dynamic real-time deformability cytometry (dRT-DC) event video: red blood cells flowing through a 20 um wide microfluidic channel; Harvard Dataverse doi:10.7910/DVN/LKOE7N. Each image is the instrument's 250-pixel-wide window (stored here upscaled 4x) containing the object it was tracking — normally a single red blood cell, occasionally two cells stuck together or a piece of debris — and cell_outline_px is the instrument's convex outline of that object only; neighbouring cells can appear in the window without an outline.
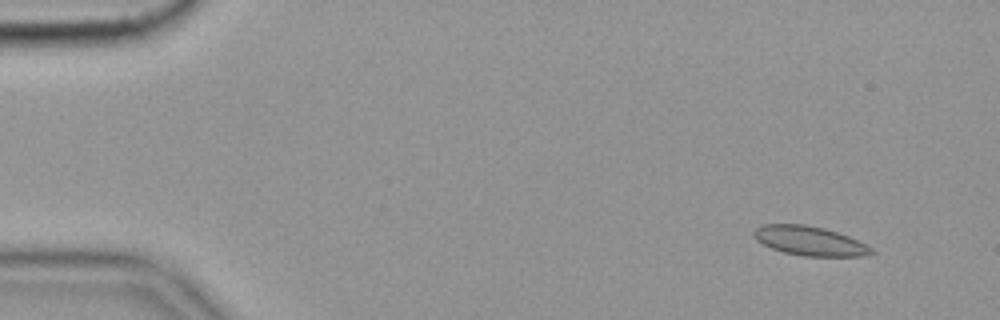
{"species": "common noctule bat (a hibernating species)", "species_latin": "Nyctalus noctula", "temperature_condition": "cold", "stored_images_in_passage": 54, "camera_frame_rate_fps": 3000, "um_per_image_px": 0.085, "animal": {"sex": "female", "body_mass_g": 19.9}, "frame": {"image": 1, "passage_image": 2, "time_ms": 0.333, "image_size_px": [1000, 320], "cell_outline_px": [[876, 252], [864, 256], [804, 256], [784, 252], [772, 248], [756, 240], [752, 236], [752, 232], [760, 224], [804, 224], [824, 228], [848, 236], [872, 248]], "centroid_in_image_um": [68.78, 20.47], "position_along_channel_um": 16.2, "area_um2": 20.0}}
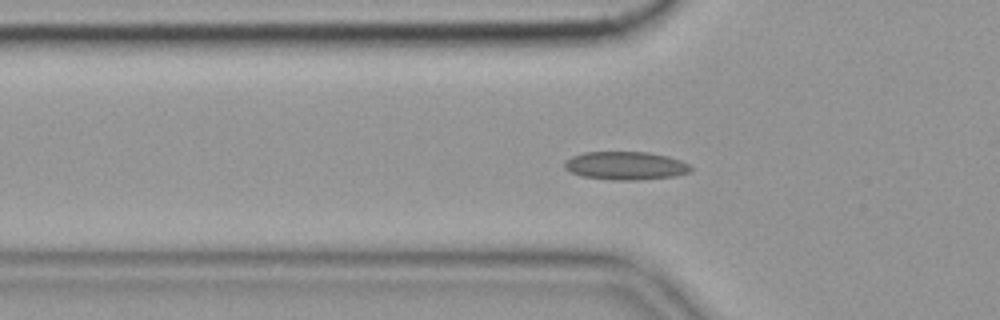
{"frame": {"image": 2, "passage_image": 16, "time_ms": 5.0, "image_size_px": [1000, 320], "cell_outline_px": [[692, 172], [676, 176], [636, 180], [612, 180], [580, 176], [564, 168], [564, 160], [572, 156], [584, 152], [648, 152], [668, 156], [680, 160], [688, 164], [692, 168]], "centroid_in_image_um": [53.17, 14.08], "position_along_channel_um": 72.6, "area_um2": 20.92}}
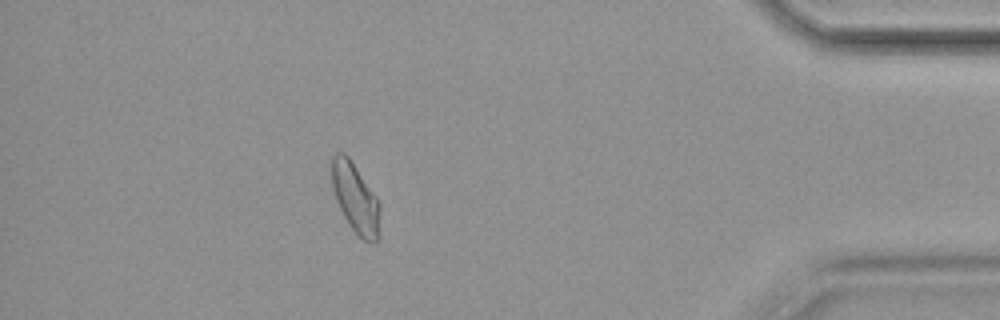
{"frame": {"image": 3, "passage_image": 48, "time_ms": 15.667, "image_size_px": [1000, 320], "cell_outline_px": [[380, 236], [376, 244], [364, 240], [348, 224], [336, 200], [332, 188], [328, 164], [332, 156], [336, 152], [344, 152], [348, 156], [380, 200]], "centroid_in_image_um": [30.2, 16.8], "position_along_channel_um": 405.0, "area_um2": 20.35}, "authors_computed_cell_mechanics": {"area_um2": 19.5653, "velocity_mm_per_s": 3.5298, "shape_relaxation_time_tau1_ms": null, "shape_relaxation_time_tau2_ms": 1.5684, "deformation_change_tau1": null, "deformation_change_tau2": 0.0792}}